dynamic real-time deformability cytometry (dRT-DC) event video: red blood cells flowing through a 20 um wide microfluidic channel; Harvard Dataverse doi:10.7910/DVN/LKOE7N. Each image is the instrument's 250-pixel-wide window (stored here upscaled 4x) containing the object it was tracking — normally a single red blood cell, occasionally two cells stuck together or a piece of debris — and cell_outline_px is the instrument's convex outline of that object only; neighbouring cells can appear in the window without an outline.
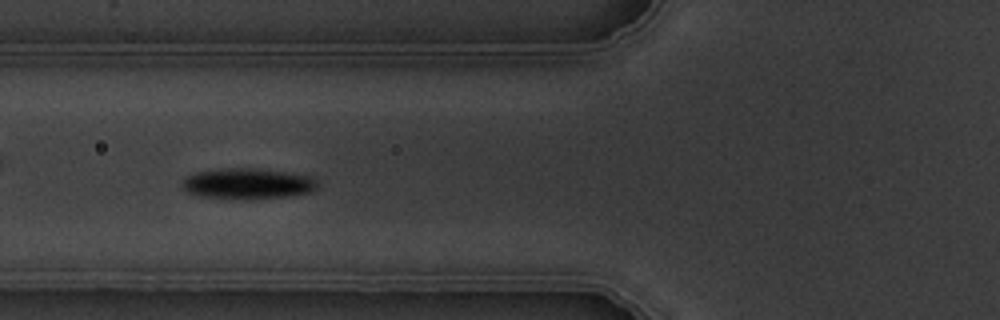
{"species": "common noctule bat (a hibernating species)", "species_latin": "Nyctalus noctula", "temperature_condition": "warm", "stored_images_in_passage": 6, "camera_frame_rate_fps": 3000, "um_per_image_px": 0.085, "animal": {"sex": "male", "body_mass_g": 19.5, "forearm_length_mm": 54.6}, "frame": {"image": 1, "passage_image": 6, "time_ms": 5.667, "image_size_px": [1000, 320], "cell_outline_px": [[316, 188], [308, 192], [284, 196], [252, 200], [244, 200], [200, 196], [188, 192], [180, 188], [180, 184], [184, 176], [196, 172], [232, 168], [252, 168], [284, 172], [308, 176], [316, 180]], "centroid_in_image_um": [20.94, 15.62], "position_along_channel_um": 104.9, "area_um2": 24.16}}